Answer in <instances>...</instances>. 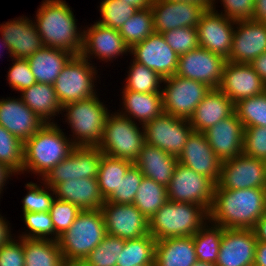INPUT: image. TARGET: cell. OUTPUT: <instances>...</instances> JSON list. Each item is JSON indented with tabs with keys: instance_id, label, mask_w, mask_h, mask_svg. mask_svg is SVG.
Segmentation results:
<instances>
[{
	"instance_id": "cell-1",
	"label": "cell",
	"mask_w": 266,
	"mask_h": 266,
	"mask_svg": "<svg viewBox=\"0 0 266 266\" xmlns=\"http://www.w3.org/2000/svg\"><path fill=\"white\" fill-rule=\"evenodd\" d=\"M264 188L215 189L209 221L224 229H253L263 216Z\"/></svg>"
},
{
	"instance_id": "cell-2",
	"label": "cell",
	"mask_w": 266,
	"mask_h": 266,
	"mask_svg": "<svg viewBox=\"0 0 266 266\" xmlns=\"http://www.w3.org/2000/svg\"><path fill=\"white\" fill-rule=\"evenodd\" d=\"M34 21L43 46L81 54L84 31L65 0H43Z\"/></svg>"
},
{
	"instance_id": "cell-3",
	"label": "cell",
	"mask_w": 266,
	"mask_h": 266,
	"mask_svg": "<svg viewBox=\"0 0 266 266\" xmlns=\"http://www.w3.org/2000/svg\"><path fill=\"white\" fill-rule=\"evenodd\" d=\"M56 123L44 124L24 142L23 174L28 171L42 178L75 147Z\"/></svg>"
},
{
	"instance_id": "cell-4",
	"label": "cell",
	"mask_w": 266,
	"mask_h": 266,
	"mask_svg": "<svg viewBox=\"0 0 266 266\" xmlns=\"http://www.w3.org/2000/svg\"><path fill=\"white\" fill-rule=\"evenodd\" d=\"M148 222L149 234L156 241L191 237L209 222V212L198 204L167 200Z\"/></svg>"
},
{
	"instance_id": "cell-5",
	"label": "cell",
	"mask_w": 266,
	"mask_h": 266,
	"mask_svg": "<svg viewBox=\"0 0 266 266\" xmlns=\"http://www.w3.org/2000/svg\"><path fill=\"white\" fill-rule=\"evenodd\" d=\"M106 235L102 211L82 210L73 224L59 236L63 260L83 261Z\"/></svg>"
},
{
	"instance_id": "cell-6",
	"label": "cell",
	"mask_w": 266,
	"mask_h": 266,
	"mask_svg": "<svg viewBox=\"0 0 266 266\" xmlns=\"http://www.w3.org/2000/svg\"><path fill=\"white\" fill-rule=\"evenodd\" d=\"M66 121L70 124L75 146H98L103 137L104 124L109 114L108 108L98 95L85 100L65 104ZM75 138V139H74Z\"/></svg>"
},
{
	"instance_id": "cell-7",
	"label": "cell",
	"mask_w": 266,
	"mask_h": 266,
	"mask_svg": "<svg viewBox=\"0 0 266 266\" xmlns=\"http://www.w3.org/2000/svg\"><path fill=\"white\" fill-rule=\"evenodd\" d=\"M118 112L107 115L103 137L97 148L110 157L134 162L145 144V130Z\"/></svg>"
},
{
	"instance_id": "cell-8",
	"label": "cell",
	"mask_w": 266,
	"mask_h": 266,
	"mask_svg": "<svg viewBox=\"0 0 266 266\" xmlns=\"http://www.w3.org/2000/svg\"><path fill=\"white\" fill-rule=\"evenodd\" d=\"M80 55H73L63 67L53 86L62 107L65 104L95 96L97 68Z\"/></svg>"
},
{
	"instance_id": "cell-9",
	"label": "cell",
	"mask_w": 266,
	"mask_h": 266,
	"mask_svg": "<svg viewBox=\"0 0 266 266\" xmlns=\"http://www.w3.org/2000/svg\"><path fill=\"white\" fill-rule=\"evenodd\" d=\"M163 84L166 85L161 90L163 112L186 120L212 89L202 82L176 75L163 78Z\"/></svg>"
},
{
	"instance_id": "cell-10",
	"label": "cell",
	"mask_w": 266,
	"mask_h": 266,
	"mask_svg": "<svg viewBox=\"0 0 266 266\" xmlns=\"http://www.w3.org/2000/svg\"><path fill=\"white\" fill-rule=\"evenodd\" d=\"M215 186L210 178L178 163L167 186V197L172 202L198 204L209 212Z\"/></svg>"
},
{
	"instance_id": "cell-11",
	"label": "cell",
	"mask_w": 266,
	"mask_h": 266,
	"mask_svg": "<svg viewBox=\"0 0 266 266\" xmlns=\"http://www.w3.org/2000/svg\"><path fill=\"white\" fill-rule=\"evenodd\" d=\"M102 155L97 146H75L65 159L42 177L41 183L54 188L70 179L97 178Z\"/></svg>"
},
{
	"instance_id": "cell-12",
	"label": "cell",
	"mask_w": 266,
	"mask_h": 266,
	"mask_svg": "<svg viewBox=\"0 0 266 266\" xmlns=\"http://www.w3.org/2000/svg\"><path fill=\"white\" fill-rule=\"evenodd\" d=\"M143 127L145 143L175 157L183 151L187 138L193 132L189 120L177 118L165 112L145 123Z\"/></svg>"
},
{
	"instance_id": "cell-13",
	"label": "cell",
	"mask_w": 266,
	"mask_h": 266,
	"mask_svg": "<svg viewBox=\"0 0 266 266\" xmlns=\"http://www.w3.org/2000/svg\"><path fill=\"white\" fill-rule=\"evenodd\" d=\"M266 161L241 154L222 161L215 189L264 188Z\"/></svg>"
},
{
	"instance_id": "cell-14",
	"label": "cell",
	"mask_w": 266,
	"mask_h": 266,
	"mask_svg": "<svg viewBox=\"0 0 266 266\" xmlns=\"http://www.w3.org/2000/svg\"><path fill=\"white\" fill-rule=\"evenodd\" d=\"M225 62L226 59L221 55L198 47L179 55L175 75L202 82L212 89H218Z\"/></svg>"
},
{
	"instance_id": "cell-15",
	"label": "cell",
	"mask_w": 266,
	"mask_h": 266,
	"mask_svg": "<svg viewBox=\"0 0 266 266\" xmlns=\"http://www.w3.org/2000/svg\"><path fill=\"white\" fill-rule=\"evenodd\" d=\"M100 210L108 235L124 240L149 235V219L134 204H115L105 201Z\"/></svg>"
},
{
	"instance_id": "cell-16",
	"label": "cell",
	"mask_w": 266,
	"mask_h": 266,
	"mask_svg": "<svg viewBox=\"0 0 266 266\" xmlns=\"http://www.w3.org/2000/svg\"><path fill=\"white\" fill-rule=\"evenodd\" d=\"M236 21L220 14L215 7L207 9L197 25L199 47L229 58ZM234 26V27H233Z\"/></svg>"
},
{
	"instance_id": "cell-17",
	"label": "cell",
	"mask_w": 266,
	"mask_h": 266,
	"mask_svg": "<svg viewBox=\"0 0 266 266\" xmlns=\"http://www.w3.org/2000/svg\"><path fill=\"white\" fill-rule=\"evenodd\" d=\"M132 60L145 65L162 78L175 75L179 56L166 43L161 33L153 32L142 42L130 48Z\"/></svg>"
},
{
	"instance_id": "cell-18",
	"label": "cell",
	"mask_w": 266,
	"mask_h": 266,
	"mask_svg": "<svg viewBox=\"0 0 266 266\" xmlns=\"http://www.w3.org/2000/svg\"><path fill=\"white\" fill-rule=\"evenodd\" d=\"M150 8L155 32L161 34L177 28L197 27L207 10L201 4L168 0H152Z\"/></svg>"
},
{
	"instance_id": "cell-19",
	"label": "cell",
	"mask_w": 266,
	"mask_h": 266,
	"mask_svg": "<svg viewBox=\"0 0 266 266\" xmlns=\"http://www.w3.org/2000/svg\"><path fill=\"white\" fill-rule=\"evenodd\" d=\"M218 89L235 104L241 99L264 93L266 83L250 64L226 61Z\"/></svg>"
},
{
	"instance_id": "cell-20",
	"label": "cell",
	"mask_w": 266,
	"mask_h": 266,
	"mask_svg": "<svg viewBox=\"0 0 266 266\" xmlns=\"http://www.w3.org/2000/svg\"><path fill=\"white\" fill-rule=\"evenodd\" d=\"M265 52L266 24L255 20L236 21L231 51L226 61L250 64Z\"/></svg>"
},
{
	"instance_id": "cell-21",
	"label": "cell",
	"mask_w": 266,
	"mask_h": 266,
	"mask_svg": "<svg viewBox=\"0 0 266 266\" xmlns=\"http://www.w3.org/2000/svg\"><path fill=\"white\" fill-rule=\"evenodd\" d=\"M83 31L81 55L88 61L94 56V58L97 57V59L108 62L130 52V48L126 45L123 37L116 29L95 22L87 30L84 28Z\"/></svg>"
},
{
	"instance_id": "cell-22",
	"label": "cell",
	"mask_w": 266,
	"mask_h": 266,
	"mask_svg": "<svg viewBox=\"0 0 266 266\" xmlns=\"http://www.w3.org/2000/svg\"><path fill=\"white\" fill-rule=\"evenodd\" d=\"M257 239L253 229H224L216 266H253Z\"/></svg>"
},
{
	"instance_id": "cell-23",
	"label": "cell",
	"mask_w": 266,
	"mask_h": 266,
	"mask_svg": "<svg viewBox=\"0 0 266 266\" xmlns=\"http://www.w3.org/2000/svg\"><path fill=\"white\" fill-rule=\"evenodd\" d=\"M178 163L210 178L215 184L220 178L222 161L211 149L203 133H191L178 156Z\"/></svg>"
},
{
	"instance_id": "cell-24",
	"label": "cell",
	"mask_w": 266,
	"mask_h": 266,
	"mask_svg": "<svg viewBox=\"0 0 266 266\" xmlns=\"http://www.w3.org/2000/svg\"><path fill=\"white\" fill-rule=\"evenodd\" d=\"M0 99V125L23 143L46 124L20 98Z\"/></svg>"
},
{
	"instance_id": "cell-25",
	"label": "cell",
	"mask_w": 266,
	"mask_h": 266,
	"mask_svg": "<svg viewBox=\"0 0 266 266\" xmlns=\"http://www.w3.org/2000/svg\"><path fill=\"white\" fill-rule=\"evenodd\" d=\"M203 134L221 161L242 154L244 127L235 112L204 131Z\"/></svg>"
},
{
	"instance_id": "cell-26",
	"label": "cell",
	"mask_w": 266,
	"mask_h": 266,
	"mask_svg": "<svg viewBox=\"0 0 266 266\" xmlns=\"http://www.w3.org/2000/svg\"><path fill=\"white\" fill-rule=\"evenodd\" d=\"M1 37L10 46V54L15 59H28L43 47L41 36L34 21L26 16L0 25Z\"/></svg>"
},
{
	"instance_id": "cell-27",
	"label": "cell",
	"mask_w": 266,
	"mask_h": 266,
	"mask_svg": "<svg viewBox=\"0 0 266 266\" xmlns=\"http://www.w3.org/2000/svg\"><path fill=\"white\" fill-rule=\"evenodd\" d=\"M235 112V104L219 89H211L197 105L189 122L194 132L203 133Z\"/></svg>"
},
{
	"instance_id": "cell-28",
	"label": "cell",
	"mask_w": 266,
	"mask_h": 266,
	"mask_svg": "<svg viewBox=\"0 0 266 266\" xmlns=\"http://www.w3.org/2000/svg\"><path fill=\"white\" fill-rule=\"evenodd\" d=\"M53 190L55 198L73 203L81 210H97L105 202L97 178L70 179L57 184Z\"/></svg>"
},
{
	"instance_id": "cell-29",
	"label": "cell",
	"mask_w": 266,
	"mask_h": 266,
	"mask_svg": "<svg viewBox=\"0 0 266 266\" xmlns=\"http://www.w3.org/2000/svg\"><path fill=\"white\" fill-rule=\"evenodd\" d=\"M133 164L140 169L144 177L167 187L178 164V157L145 143Z\"/></svg>"
},
{
	"instance_id": "cell-30",
	"label": "cell",
	"mask_w": 266,
	"mask_h": 266,
	"mask_svg": "<svg viewBox=\"0 0 266 266\" xmlns=\"http://www.w3.org/2000/svg\"><path fill=\"white\" fill-rule=\"evenodd\" d=\"M197 256L193 237H173L155 243L154 266H194Z\"/></svg>"
},
{
	"instance_id": "cell-31",
	"label": "cell",
	"mask_w": 266,
	"mask_h": 266,
	"mask_svg": "<svg viewBox=\"0 0 266 266\" xmlns=\"http://www.w3.org/2000/svg\"><path fill=\"white\" fill-rule=\"evenodd\" d=\"M122 94L123 106L118 113L133 122L139 121L140 126L152 121L163 112L161 93H140L123 90Z\"/></svg>"
},
{
	"instance_id": "cell-32",
	"label": "cell",
	"mask_w": 266,
	"mask_h": 266,
	"mask_svg": "<svg viewBox=\"0 0 266 266\" xmlns=\"http://www.w3.org/2000/svg\"><path fill=\"white\" fill-rule=\"evenodd\" d=\"M72 53L43 46L27 60L37 83L53 85Z\"/></svg>"
},
{
	"instance_id": "cell-33",
	"label": "cell",
	"mask_w": 266,
	"mask_h": 266,
	"mask_svg": "<svg viewBox=\"0 0 266 266\" xmlns=\"http://www.w3.org/2000/svg\"><path fill=\"white\" fill-rule=\"evenodd\" d=\"M20 94L22 101L46 123H51L52 119L54 123L55 116L62 113V105L53 85L36 82Z\"/></svg>"
},
{
	"instance_id": "cell-34",
	"label": "cell",
	"mask_w": 266,
	"mask_h": 266,
	"mask_svg": "<svg viewBox=\"0 0 266 266\" xmlns=\"http://www.w3.org/2000/svg\"><path fill=\"white\" fill-rule=\"evenodd\" d=\"M25 266H62L64 260L58 241L24 238Z\"/></svg>"
},
{
	"instance_id": "cell-35",
	"label": "cell",
	"mask_w": 266,
	"mask_h": 266,
	"mask_svg": "<svg viewBox=\"0 0 266 266\" xmlns=\"http://www.w3.org/2000/svg\"><path fill=\"white\" fill-rule=\"evenodd\" d=\"M156 240L152 235L125 240L117 266H154Z\"/></svg>"
},
{
	"instance_id": "cell-36",
	"label": "cell",
	"mask_w": 266,
	"mask_h": 266,
	"mask_svg": "<svg viewBox=\"0 0 266 266\" xmlns=\"http://www.w3.org/2000/svg\"><path fill=\"white\" fill-rule=\"evenodd\" d=\"M133 165V162L110 157L103 154L99 164L97 175L100 192L106 200L115 190H118L121 179H124L128 169Z\"/></svg>"
},
{
	"instance_id": "cell-37",
	"label": "cell",
	"mask_w": 266,
	"mask_h": 266,
	"mask_svg": "<svg viewBox=\"0 0 266 266\" xmlns=\"http://www.w3.org/2000/svg\"><path fill=\"white\" fill-rule=\"evenodd\" d=\"M167 200L166 186L151 178L143 177L133 204L146 218L150 219Z\"/></svg>"
},
{
	"instance_id": "cell-38",
	"label": "cell",
	"mask_w": 266,
	"mask_h": 266,
	"mask_svg": "<svg viewBox=\"0 0 266 266\" xmlns=\"http://www.w3.org/2000/svg\"><path fill=\"white\" fill-rule=\"evenodd\" d=\"M222 232L223 227L217 226L209 221L192 236L198 261L213 264L216 263L221 244Z\"/></svg>"
},
{
	"instance_id": "cell-39",
	"label": "cell",
	"mask_w": 266,
	"mask_h": 266,
	"mask_svg": "<svg viewBox=\"0 0 266 266\" xmlns=\"http://www.w3.org/2000/svg\"><path fill=\"white\" fill-rule=\"evenodd\" d=\"M118 31L129 48L145 40L155 32L151 8L137 10Z\"/></svg>"
},
{
	"instance_id": "cell-40",
	"label": "cell",
	"mask_w": 266,
	"mask_h": 266,
	"mask_svg": "<svg viewBox=\"0 0 266 266\" xmlns=\"http://www.w3.org/2000/svg\"><path fill=\"white\" fill-rule=\"evenodd\" d=\"M123 90L140 93H161L163 78L145 65L132 61Z\"/></svg>"
},
{
	"instance_id": "cell-41",
	"label": "cell",
	"mask_w": 266,
	"mask_h": 266,
	"mask_svg": "<svg viewBox=\"0 0 266 266\" xmlns=\"http://www.w3.org/2000/svg\"><path fill=\"white\" fill-rule=\"evenodd\" d=\"M235 113L244 128L266 127V91L235 103Z\"/></svg>"
},
{
	"instance_id": "cell-42",
	"label": "cell",
	"mask_w": 266,
	"mask_h": 266,
	"mask_svg": "<svg viewBox=\"0 0 266 266\" xmlns=\"http://www.w3.org/2000/svg\"><path fill=\"white\" fill-rule=\"evenodd\" d=\"M23 153L24 143L0 125V162L20 175L23 173Z\"/></svg>"
},
{
	"instance_id": "cell-43",
	"label": "cell",
	"mask_w": 266,
	"mask_h": 266,
	"mask_svg": "<svg viewBox=\"0 0 266 266\" xmlns=\"http://www.w3.org/2000/svg\"><path fill=\"white\" fill-rule=\"evenodd\" d=\"M124 245V239L107 234L83 262L88 266H117V259Z\"/></svg>"
},
{
	"instance_id": "cell-44",
	"label": "cell",
	"mask_w": 266,
	"mask_h": 266,
	"mask_svg": "<svg viewBox=\"0 0 266 266\" xmlns=\"http://www.w3.org/2000/svg\"><path fill=\"white\" fill-rule=\"evenodd\" d=\"M23 220L27 226V232L19 235V238L50 239L58 241L51 215L48 212H23ZM29 231V232H28ZM51 236V237H50Z\"/></svg>"
},
{
	"instance_id": "cell-45",
	"label": "cell",
	"mask_w": 266,
	"mask_h": 266,
	"mask_svg": "<svg viewBox=\"0 0 266 266\" xmlns=\"http://www.w3.org/2000/svg\"><path fill=\"white\" fill-rule=\"evenodd\" d=\"M99 10L102 20L96 22L119 30L138 9L121 0H102Z\"/></svg>"
},
{
	"instance_id": "cell-46",
	"label": "cell",
	"mask_w": 266,
	"mask_h": 266,
	"mask_svg": "<svg viewBox=\"0 0 266 266\" xmlns=\"http://www.w3.org/2000/svg\"><path fill=\"white\" fill-rule=\"evenodd\" d=\"M43 186L44 188L33 182L25 185L29 191L22 199L23 212H48L50 210L52 202L55 200L54 190L44 183Z\"/></svg>"
},
{
	"instance_id": "cell-47",
	"label": "cell",
	"mask_w": 266,
	"mask_h": 266,
	"mask_svg": "<svg viewBox=\"0 0 266 266\" xmlns=\"http://www.w3.org/2000/svg\"><path fill=\"white\" fill-rule=\"evenodd\" d=\"M143 174L134 164L121 179L118 190H115L105 201L115 204H133Z\"/></svg>"
},
{
	"instance_id": "cell-48",
	"label": "cell",
	"mask_w": 266,
	"mask_h": 266,
	"mask_svg": "<svg viewBox=\"0 0 266 266\" xmlns=\"http://www.w3.org/2000/svg\"><path fill=\"white\" fill-rule=\"evenodd\" d=\"M166 43L179 56L199 47L197 27H183L162 33Z\"/></svg>"
},
{
	"instance_id": "cell-49",
	"label": "cell",
	"mask_w": 266,
	"mask_h": 266,
	"mask_svg": "<svg viewBox=\"0 0 266 266\" xmlns=\"http://www.w3.org/2000/svg\"><path fill=\"white\" fill-rule=\"evenodd\" d=\"M81 211L75 204L55 198L49 210L55 233L61 236L73 224Z\"/></svg>"
},
{
	"instance_id": "cell-50",
	"label": "cell",
	"mask_w": 266,
	"mask_h": 266,
	"mask_svg": "<svg viewBox=\"0 0 266 266\" xmlns=\"http://www.w3.org/2000/svg\"><path fill=\"white\" fill-rule=\"evenodd\" d=\"M242 154L266 161V127L244 128Z\"/></svg>"
},
{
	"instance_id": "cell-51",
	"label": "cell",
	"mask_w": 266,
	"mask_h": 266,
	"mask_svg": "<svg viewBox=\"0 0 266 266\" xmlns=\"http://www.w3.org/2000/svg\"><path fill=\"white\" fill-rule=\"evenodd\" d=\"M11 67L8 70L7 81L9 86L16 91L22 92L24 89L36 83L33 73L31 72L27 59L12 58Z\"/></svg>"
},
{
	"instance_id": "cell-52",
	"label": "cell",
	"mask_w": 266,
	"mask_h": 266,
	"mask_svg": "<svg viewBox=\"0 0 266 266\" xmlns=\"http://www.w3.org/2000/svg\"><path fill=\"white\" fill-rule=\"evenodd\" d=\"M223 11L220 13L233 21L252 20L255 0H220Z\"/></svg>"
},
{
	"instance_id": "cell-53",
	"label": "cell",
	"mask_w": 266,
	"mask_h": 266,
	"mask_svg": "<svg viewBox=\"0 0 266 266\" xmlns=\"http://www.w3.org/2000/svg\"><path fill=\"white\" fill-rule=\"evenodd\" d=\"M0 266H25L24 238H12L0 247Z\"/></svg>"
},
{
	"instance_id": "cell-54",
	"label": "cell",
	"mask_w": 266,
	"mask_h": 266,
	"mask_svg": "<svg viewBox=\"0 0 266 266\" xmlns=\"http://www.w3.org/2000/svg\"><path fill=\"white\" fill-rule=\"evenodd\" d=\"M250 65L266 83V52L255 58Z\"/></svg>"
},
{
	"instance_id": "cell-55",
	"label": "cell",
	"mask_w": 266,
	"mask_h": 266,
	"mask_svg": "<svg viewBox=\"0 0 266 266\" xmlns=\"http://www.w3.org/2000/svg\"><path fill=\"white\" fill-rule=\"evenodd\" d=\"M252 20L266 24V0H255Z\"/></svg>"
},
{
	"instance_id": "cell-56",
	"label": "cell",
	"mask_w": 266,
	"mask_h": 266,
	"mask_svg": "<svg viewBox=\"0 0 266 266\" xmlns=\"http://www.w3.org/2000/svg\"><path fill=\"white\" fill-rule=\"evenodd\" d=\"M9 225L10 224L6 221V218L0 214V247L8 243L13 238Z\"/></svg>"
},
{
	"instance_id": "cell-57",
	"label": "cell",
	"mask_w": 266,
	"mask_h": 266,
	"mask_svg": "<svg viewBox=\"0 0 266 266\" xmlns=\"http://www.w3.org/2000/svg\"><path fill=\"white\" fill-rule=\"evenodd\" d=\"M256 239L259 242L266 244V218L262 216L255 224L253 228Z\"/></svg>"
},
{
	"instance_id": "cell-58",
	"label": "cell",
	"mask_w": 266,
	"mask_h": 266,
	"mask_svg": "<svg viewBox=\"0 0 266 266\" xmlns=\"http://www.w3.org/2000/svg\"><path fill=\"white\" fill-rule=\"evenodd\" d=\"M254 266H266V244L257 241Z\"/></svg>"
},
{
	"instance_id": "cell-59",
	"label": "cell",
	"mask_w": 266,
	"mask_h": 266,
	"mask_svg": "<svg viewBox=\"0 0 266 266\" xmlns=\"http://www.w3.org/2000/svg\"><path fill=\"white\" fill-rule=\"evenodd\" d=\"M12 175H15V173L5 164L0 162V195L4 189V186H6V181L8 180V178L11 179Z\"/></svg>"
},
{
	"instance_id": "cell-60",
	"label": "cell",
	"mask_w": 266,
	"mask_h": 266,
	"mask_svg": "<svg viewBox=\"0 0 266 266\" xmlns=\"http://www.w3.org/2000/svg\"><path fill=\"white\" fill-rule=\"evenodd\" d=\"M121 1H124V2L134 6L138 10H142V9H146V8L150 7L151 2H152V0H121Z\"/></svg>"
},
{
	"instance_id": "cell-61",
	"label": "cell",
	"mask_w": 266,
	"mask_h": 266,
	"mask_svg": "<svg viewBox=\"0 0 266 266\" xmlns=\"http://www.w3.org/2000/svg\"><path fill=\"white\" fill-rule=\"evenodd\" d=\"M172 2H190V3H196V4H201L204 6L206 9H212L215 7V0H168Z\"/></svg>"
},
{
	"instance_id": "cell-62",
	"label": "cell",
	"mask_w": 266,
	"mask_h": 266,
	"mask_svg": "<svg viewBox=\"0 0 266 266\" xmlns=\"http://www.w3.org/2000/svg\"><path fill=\"white\" fill-rule=\"evenodd\" d=\"M62 266H88L83 261H64Z\"/></svg>"
},
{
	"instance_id": "cell-63",
	"label": "cell",
	"mask_w": 266,
	"mask_h": 266,
	"mask_svg": "<svg viewBox=\"0 0 266 266\" xmlns=\"http://www.w3.org/2000/svg\"><path fill=\"white\" fill-rule=\"evenodd\" d=\"M0 41L2 42V43L0 42V46L2 45V46H4V48H6V50H8L9 56L12 59V55L10 54V46L5 42V40L3 38H1ZM0 56H1V54H0Z\"/></svg>"
},
{
	"instance_id": "cell-64",
	"label": "cell",
	"mask_w": 266,
	"mask_h": 266,
	"mask_svg": "<svg viewBox=\"0 0 266 266\" xmlns=\"http://www.w3.org/2000/svg\"><path fill=\"white\" fill-rule=\"evenodd\" d=\"M194 266H216V265L213 263H207V262L197 260Z\"/></svg>"
},
{
	"instance_id": "cell-65",
	"label": "cell",
	"mask_w": 266,
	"mask_h": 266,
	"mask_svg": "<svg viewBox=\"0 0 266 266\" xmlns=\"http://www.w3.org/2000/svg\"><path fill=\"white\" fill-rule=\"evenodd\" d=\"M263 216L266 218V199H265V204H264V212H263Z\"/></svg>"
},
{
	"instance_id": "cell-66",
	"label": "cell",
	"mask_w": 266,
	"mask_h": 266,
	"mask_svg": "<svg viewBox=\"0 0 266 266\" xmlns=\"http://www.w3.org/2000/svg\"><path fill=\"white\" fill-rule=\"evenodd\" d=\"M264 192H265V195H266V181H265V186H264Z\"/></svg>"
}]
</instances>
